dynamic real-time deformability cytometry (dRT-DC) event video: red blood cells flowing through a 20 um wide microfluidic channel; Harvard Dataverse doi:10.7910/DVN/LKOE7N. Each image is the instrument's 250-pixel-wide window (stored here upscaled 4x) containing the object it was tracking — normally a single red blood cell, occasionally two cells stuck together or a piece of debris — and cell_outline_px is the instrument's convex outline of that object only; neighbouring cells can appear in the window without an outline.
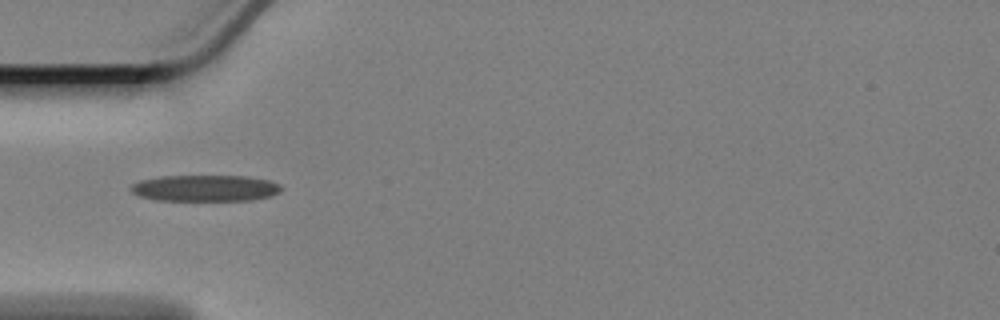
{"species": "Egyptian fruit bat (a non-hibernating species)", "species_latin": "Rousettus aegyptiacus", "temperature_condition": "cold", "stored_images_in_passage": 11, "camera_frame_rate_fps": 3000, "um_per_image_px": 0.085, "animal": {"sex": "female"}, "frame": {"image": 1, "passage_image": 1, "time_ms": 0.0, "image_size_px": [1000, 320], "cell_outline_px": [[280, 192], [268, 196], [252, 200], [156, 200], [140, 196], [132, 192], [132, 184], [140, 180], [160, 176], [244, 176], [268, 180], [280, 184]], "centroid_in_image_um": [17.42, 15.99], "position_along_channel_um": 67.6, "area_um2": 22.83}}
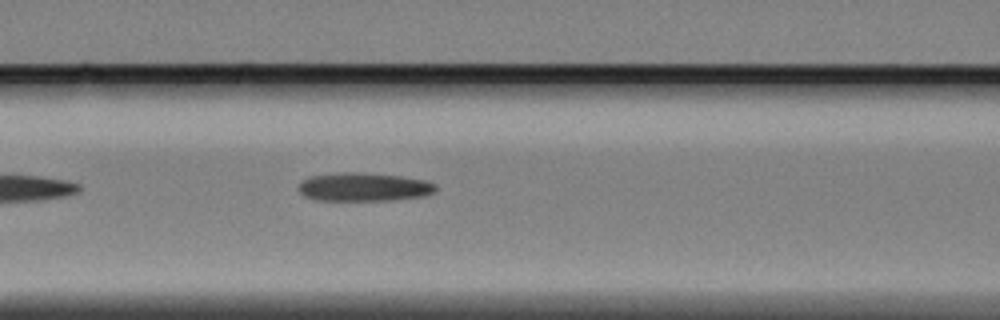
{"frame": {"image": 2, "passage_image": 7, "time_ms": 2.0, "image_size_px": [1000, 320], "cell_outline_px": [[436, 188], [432, 192], [424, 196], [392, 200], [316, 200], [304, 196], [296, 188], [304, 180], [312, 176], [344, 172], [360, 172], [400, 176], [424, 180], [436, 184]], "centroid_in_image_um": [30.91, 15.89], "position_along_channel_um": 135.7, "area_um2": 22.6}}
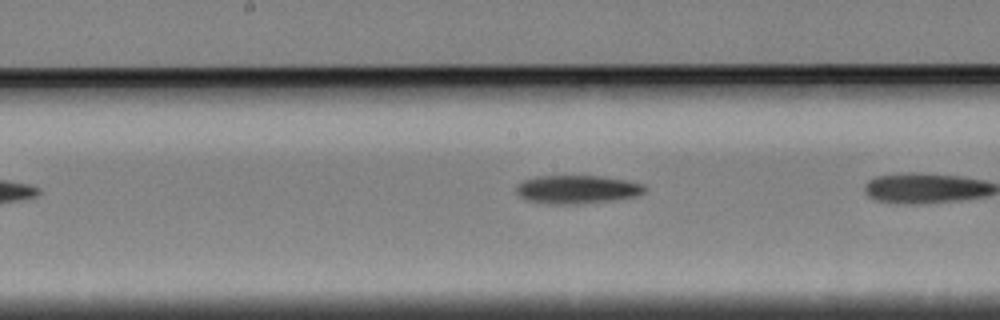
{"frame": {"image": 3, "passage_image": 10, "time_ms": 3.0, "image_size_px": [1000, 320], "cell_outline_px": [[644, 192], [636, 196], [612, 200], [576, 204], [548, 204], [528, 200], [520, 196], [516, 192], [516, 188], [524, 180], [536, 176], [600, 176], [628, 180], [644, 184]], "centroid_in_image_um": [49.06, 16.09], "position_along_channel_um": 199.1, "area_um2": 21.1}}